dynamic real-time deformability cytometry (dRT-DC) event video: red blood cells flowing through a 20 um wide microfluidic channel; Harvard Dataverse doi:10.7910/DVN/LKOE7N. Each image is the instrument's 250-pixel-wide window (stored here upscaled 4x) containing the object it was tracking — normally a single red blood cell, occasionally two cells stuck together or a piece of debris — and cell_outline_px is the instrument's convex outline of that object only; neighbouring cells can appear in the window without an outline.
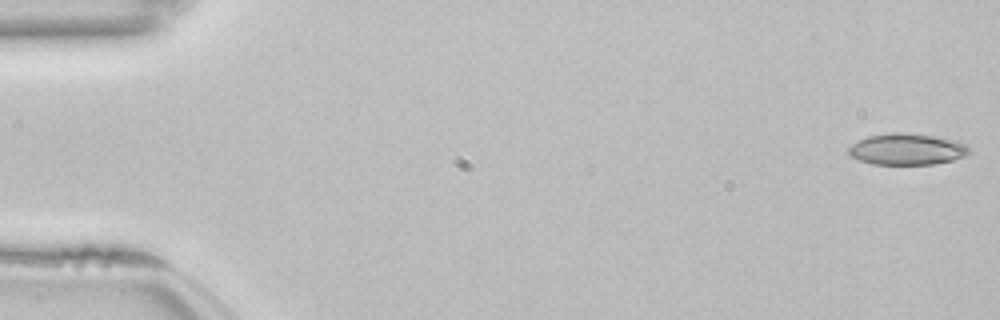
{"species": "common noctule bat (a hibernating species)", "species_latin": "Nyctalus noctula", "temperature_condition": "room temperature", "stored_images_in_passage": 53, "camera_frame_rate_fps": 3000, "um_per_image_px": 0.085, "animal": {"sex": "female", "body_mass_g": 22.7, "forearm_length_mm": 54.2}, "frame": {"image": 1, "passage_image": 1, "time_ms": 0.0, "image_size_px": [1000, 320], "cell_outline_px": [[972, 152], [964, 156], [952, 160], [932, 164], [872, 164], [860, 160], [852, 156], [848, 152], [848, 148], [852, 144], [868, 136], [896, 132], [936, 136], [956, 140], [964, 144]], "centroid_in_image_um": [77.11, 12.68], "position_along_channel_um": 7.9, "area_um2": 21.79}}
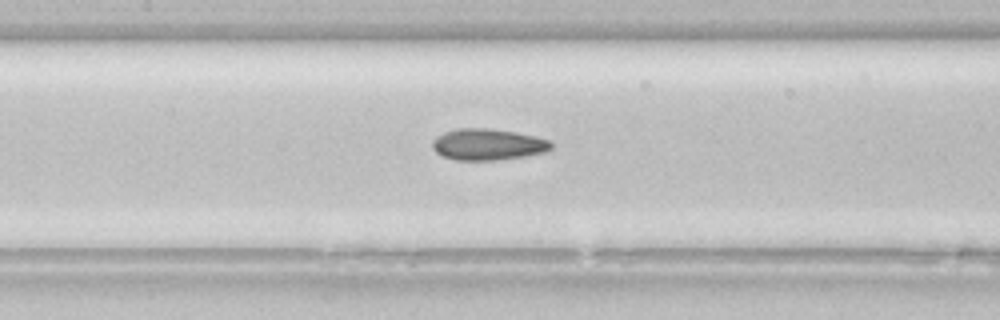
{"frame": {"image": 2, "passage_image": 25, "time_ms": 8.0, "image_size_px": [1000, 320], "cell_outline_px": [[552, 148], [548, 152], [500, 160], [456, 160], [444, 156], [436, 152], [432, 148], [432, 140], [436, 136], [444, 132], [460, 128], [488, 128], [516, 132], [536, 136], [548, 140], [552, 144]], "centroid_in_image_um": [41.48, 12.28], "position_along_channel_um": 165.9, "area_um2": 21.85}}
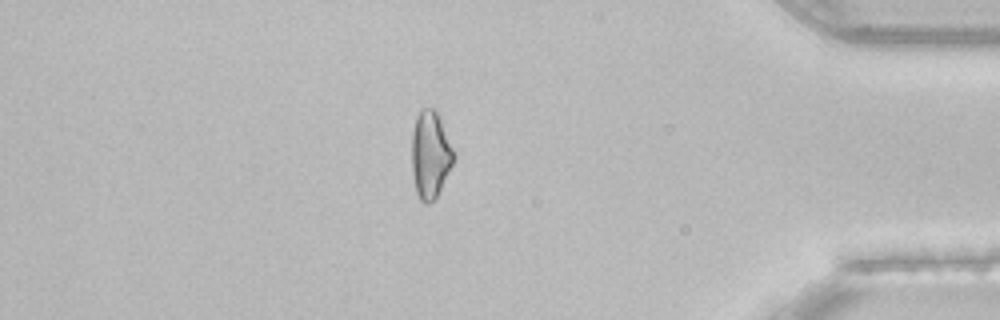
{"frame": {"image": 3, "passage_image": 46, "time_ms": 15.0, "image_size_px": [1000, 320], "cell_outline_px": [[456, 156], [436, 196], [428, 204], [424, 204], [420, 200], [416, 192], [412, 172], [412, 132], [416, 116], [420, 108], [432, 108], [436, 112], [456, 152]], "centroid_in_image_um": [36.57, 13.13], "position_along_channel_um": 398.6, "area_um2": 21.21}, "authors_computed_cell_mechanics": {"area_um2": 21.964, "velocity_mm_per_s": 3.8531, "shape_relaxation_time_tau1_ms": null, "shape_relaxation_time_tau2_ms": 2.5834, "deformation_change_tau1": null, "deformation_change_tau2": 0.1004}}